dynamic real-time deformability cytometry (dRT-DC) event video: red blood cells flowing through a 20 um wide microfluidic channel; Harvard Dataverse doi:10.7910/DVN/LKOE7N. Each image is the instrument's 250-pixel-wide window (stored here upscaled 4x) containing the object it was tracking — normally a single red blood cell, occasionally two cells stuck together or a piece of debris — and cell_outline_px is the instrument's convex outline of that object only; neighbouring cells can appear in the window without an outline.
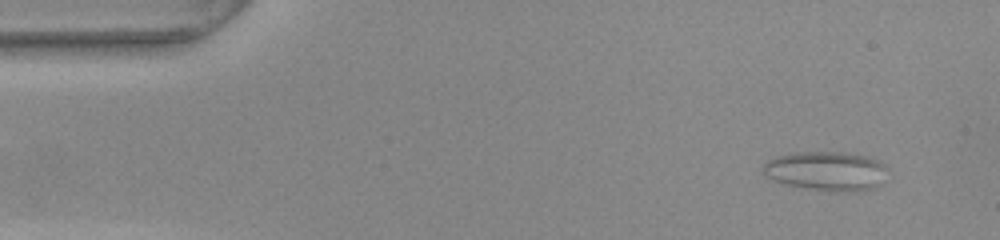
{"species": "common noctule bat (a hibernating species)", "species_latin": "Nyctalus noctula", "temperature_condition": "warm", "stored_images_in_passage": 51, "camera_frame_rate_fps": 3000, "um_per_image_px": 0.085, "animal": {"sex": "female", "body_mass_g": 22.0, "forearm_length_mm": 56.7}, "frame": {"image": 1, "passage_image": 1, "time_ms": 0.0, "image_size_px": [1000, 240], "cell_outline_px": [[892, 176], [880, 184], [864, 192], [828, 192], [784, 184], [772, 180], [764, 172], [764, 164], [768, 160], [776, 156], [796, 152], [844, 152], [868, 156], [880, 160], [888, 168]], "centroid_in_image_um": [70.36, 14.56], "position_along_channel_um": 14.6, "area_um2": 29.36}}
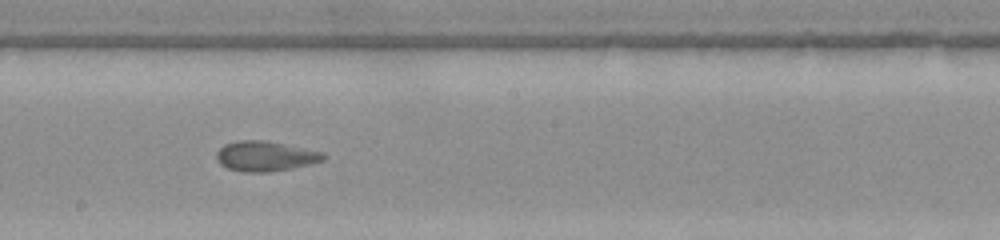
{"frame": {"image": 2, "passage_image": 26, "time_ms": 8.333, "image_size_px": [1000, 240], "cell_outline_px": [[324, 160], [292, 168], [268, 172], [244, 172], [228, 168], [220, 164], [216, 160], [216, 152], [224, 144], [240, 140], [260, 140], [284, 144], [320, 152], [324, 156]], "centroid_in_image_um": [22.47, 13.28], "position_along_channel_um": 225.7, "area_um2": 18.38}}
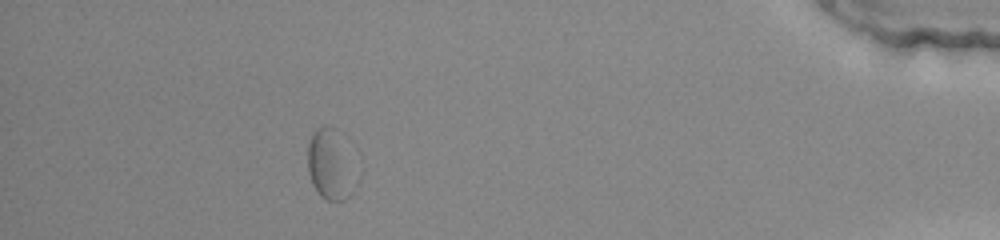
{"frame": {"image": 3, "passage_image": 45, "time_ms": 14.667, "image_size_px": [1000, 240], "cell_outline_px": [[352, 192], [344, 200], [324, 200], [316, 192], [312, 184], [308, 172], [308, 144], [316, 128], [336, 128]], "centroid_in_image_um": [27.87, 14.07], "position_along_channel_um": 407.3, "area_um2": 17.28}}